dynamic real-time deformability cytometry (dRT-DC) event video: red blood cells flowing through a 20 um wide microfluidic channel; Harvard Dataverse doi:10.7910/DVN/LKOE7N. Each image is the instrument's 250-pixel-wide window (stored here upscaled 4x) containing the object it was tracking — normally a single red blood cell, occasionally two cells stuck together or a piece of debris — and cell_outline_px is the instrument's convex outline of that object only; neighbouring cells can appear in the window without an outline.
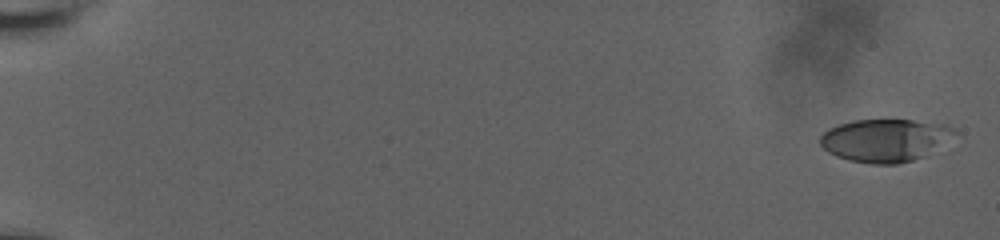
{"species": "human", "species_latin": "Homo sapiens", "temperature_condition": "room temperature", "stored_images_in_passage": 40, "camera_frame_rate_fps": 3000, "um_per_image_px": 0.085, "donor": {"sex": "male"}, "frame": {"image": 1, "passage_image": 1, "time_ms": 0.0, "image_size_px": [1000, 240], "cell_outline_px": [[960, 132], [924, 156], [912, 160], [896, 164], [872, 164], [848, 160], [836, 156], [828, 152], [820, 144], [820, 136], [828, 128], [852, 120], [912, 120], [944, 124], [956, 128]], "centroid_in_image_um": [75.24, 11.91], "position_along_channel_um": 9.8, "area_um2": 33.52}}
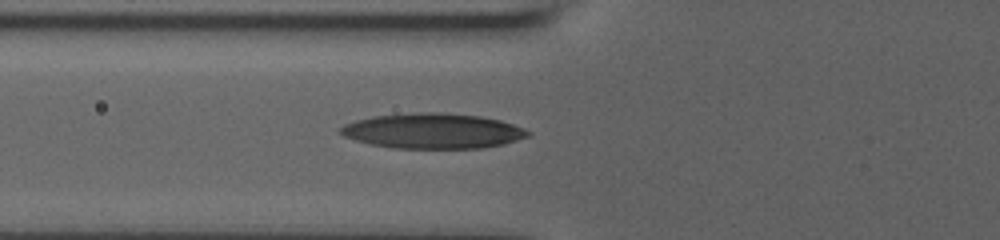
{"frame": {"image": 2, "passage_image": 28, "time_ms": 7.667, "image_size_px": [1000, 240], "cell_outline_px": [[532, 132], [528, 136], [504, 144], [484, 148], [392, 148], [372, 144], [356, 140], [344, 136], [340, 132], [340, 128], [344, 124], [356, 120], [376, 116], [420, 112], [440, 112], [480, 116], [500, 120], [524, 128]], "centroid_in_image_um": [36.82, 11.13], "position_along_channel_um": 89.0, "area_um2": 38.26}}
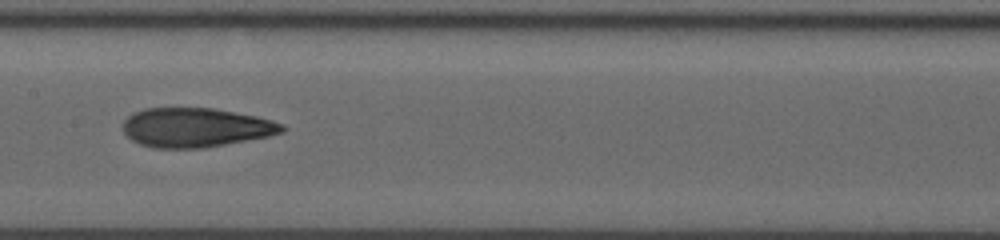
{"frame": {"image": 3, "passage_image": 39, "time_ms": 10.333, "image_size_px": [1000, 240], "cell_outline_px": [[288, 128], [284, 132], [268, 136], [204, 148], [152, 148], [140, 144], [132, 140], [124, 132], [124, 120], [132, 112], [144, 108], [212, 108], [236, 112], [256, 116], [272, 120], [284, 124]], "centroid_in_image_um": [16.65, 10.83], "position_along_channel_um": 190.8, "area_um2": 36.53}}